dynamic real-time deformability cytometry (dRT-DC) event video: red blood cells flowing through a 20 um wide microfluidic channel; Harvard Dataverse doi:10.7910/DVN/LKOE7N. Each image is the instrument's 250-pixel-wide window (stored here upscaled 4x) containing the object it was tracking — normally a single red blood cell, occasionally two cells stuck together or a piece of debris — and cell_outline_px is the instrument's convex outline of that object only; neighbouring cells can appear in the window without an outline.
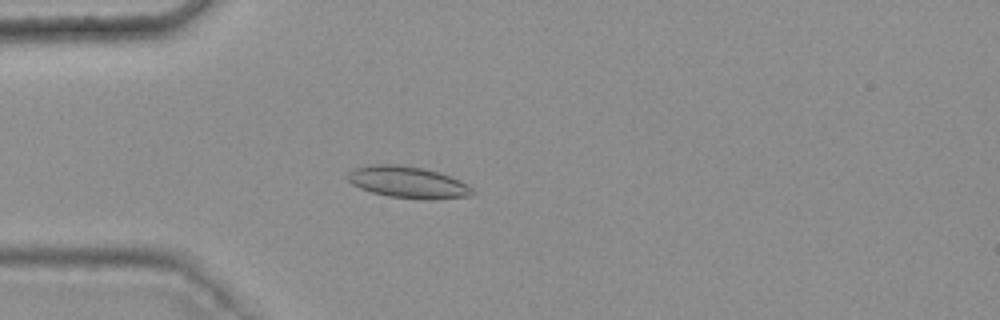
{"species": "common noctule bat (a hibernating species)", "species_latin": "Nyctalus noctula", "temperature_condition": "warm", "stored_images_in_passage": 46, "camera_frame_rate_fps": 3000, "um_per_image_px": 0.085, "animal": {"sex": "female", "body_mass_g": 25.1}, "frame": {"image": 1, "passage_image": 15, "time_ms": 4.667, "image_size_px": [1000, 320], "cell_outline_px": [[476, 192], [472, 196], [432, 200], [428, 200], [388, 196], [372, 192], [360, 188], [352, 184], [344, 176], [348, 172], [356, 168], [372, 164], [396, 164], [424, 168], [440, 172], [460, 180], [472, 188]], "centroid_in_image_um": [34.69, 15.49], "position_along_channel_um": 50.3, "area_um2": 23.29}}
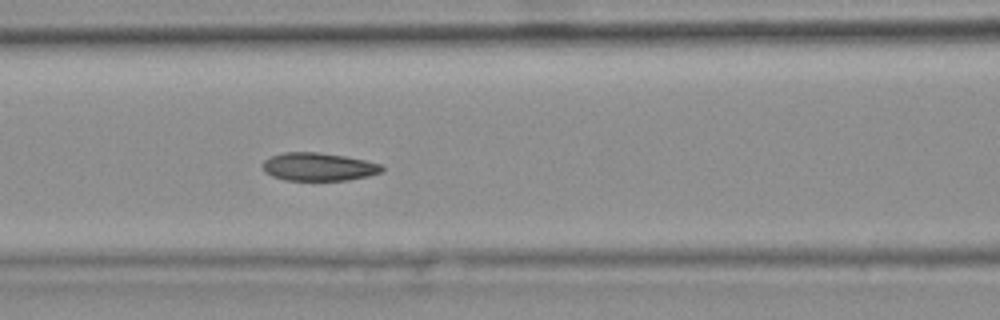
{"frame": {"image": 2, "passage_image": 23, "time_ms": 7.333, "image_size_px": [1000, 320], "cell_outline_px": [[384, 172], [368, 176], [348, 180], [284, 180], [272, 176], [264, 172], [264, 160], [272, 156], [284, 152], [320, 152], [344, 156], [364, 160], [380, 164], [384, 168]], "centroid_in_image_um": [27.09, 14.18], "position_along_channel_um": 139.5, "area_um2": 19.48}}
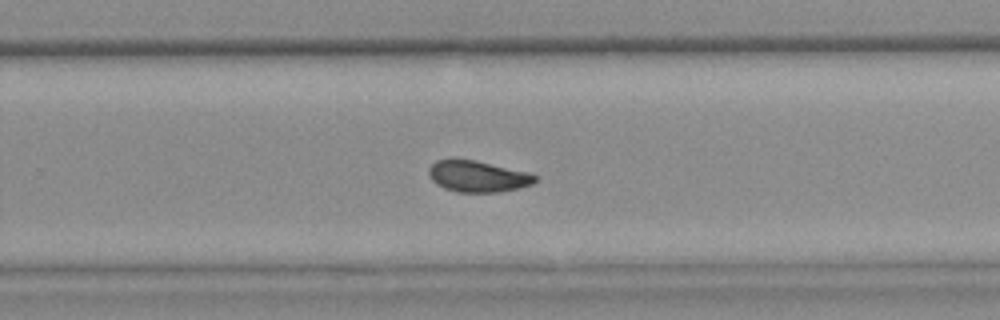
{"frame": {"image": 3, "passage_image": 35, "time_ms": 11.333, "image_size_px": [1000, 320], "cell_outline_px": [[536, 180], [532, 184], [520, 188], [500, 192], [456, 192], [444, 188], [436, 184], [432, 180], [428, 172], [428, 168], [436, 160], [452, 156], [476, 160], [528, 172], [536, 176]], "centroid_in_image_um": [40.55, 14.96], "position_along_channel_um": 289.2, "area_um2": 19.88}, "authors_computed_cell_mechanics": {"area_um2": 20.0855, "velocity_mm_per_s": 3.7503, "shape_relaxation_time_tau1_ms": 6.2835, "shape_relaxation_time_tau2_ms": 2.0622, "deformation_change_tau1": 0.1377, "deformation_change_tau2": 0.0631}}